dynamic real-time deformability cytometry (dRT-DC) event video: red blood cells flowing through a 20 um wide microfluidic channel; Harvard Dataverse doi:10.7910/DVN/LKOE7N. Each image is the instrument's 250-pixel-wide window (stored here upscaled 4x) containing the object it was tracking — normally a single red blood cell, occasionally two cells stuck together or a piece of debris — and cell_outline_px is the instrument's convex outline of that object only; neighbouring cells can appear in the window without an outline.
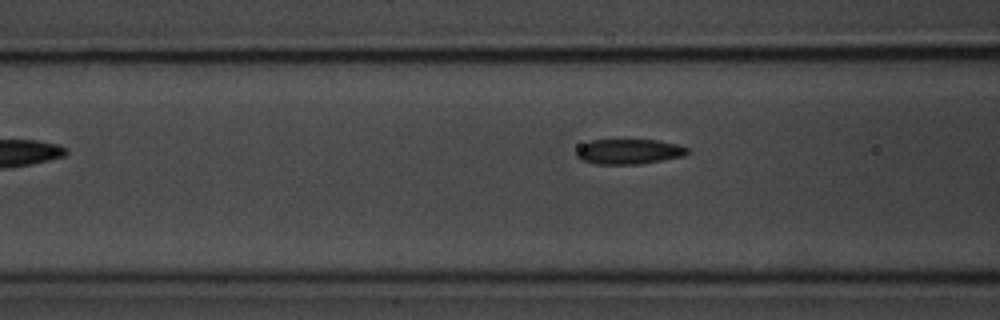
{"species": "common noctule bat (a hibernating species)", "species_latin": "Nyctalus noctula", "temperature_condition": "room temperature", "stored_images_in_passage": 5, "camera_frame_rate_fps": 3000, "um_per_image_px": 0.085, "animal": {"sex": "male", "body_mass_g": 20.1, "forearm_length_mm": 53.5}, "frame": {"image": 1, "passage_image": 5, "time_ms": 4.667, "image_size_px": [1000, 320], "cell_outline_px": [[688, 152], [684, 156], [640, 164], [596, 164], [584, 160], [576, 156], [576, 152], [584, 144], [592, 140], [656, 140], [676, 144], [688, 148]], "centroid_in_image_um": [53.48, 12.89], "position_along_channel_um": 113.1, "area_um2": 15.95}}